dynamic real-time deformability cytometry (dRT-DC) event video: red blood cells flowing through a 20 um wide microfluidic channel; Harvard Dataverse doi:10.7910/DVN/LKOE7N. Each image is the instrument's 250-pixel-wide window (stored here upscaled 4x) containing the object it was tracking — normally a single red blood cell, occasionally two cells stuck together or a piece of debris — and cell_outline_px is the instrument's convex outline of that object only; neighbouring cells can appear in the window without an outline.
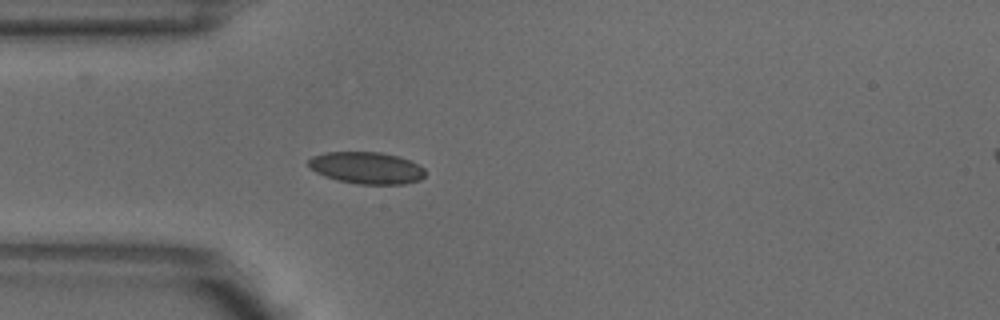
{"species": "common noctule bat (a hibernating species)", "species_latin": "Nyctalus noctula", "temperature_condition": "warm", "stored_images_in_passage": 3, "camera_frame_rate_fps": 3000, "um_per_image_px": 0.085, "animal": {"sex": "male", "body_mass_g": 18.8}, "frame": {"image": 1, "passage_image": 3, "time_ms": 0.667, "image_size_px": [1000, 320], "cell_outline_px": [[424, 176], [420, 180], [404, 184], [356, 184], [336, 180], [324, 176], [308, 168], [308, 160], [312, 156], [324, 152], [380, 152], [400, 156], [420, 164], [424, 168]], "centroid_in_image_um": [31.15, 14.26], "position_along_channel_um": 53.8, "area_um2": 22.02}}